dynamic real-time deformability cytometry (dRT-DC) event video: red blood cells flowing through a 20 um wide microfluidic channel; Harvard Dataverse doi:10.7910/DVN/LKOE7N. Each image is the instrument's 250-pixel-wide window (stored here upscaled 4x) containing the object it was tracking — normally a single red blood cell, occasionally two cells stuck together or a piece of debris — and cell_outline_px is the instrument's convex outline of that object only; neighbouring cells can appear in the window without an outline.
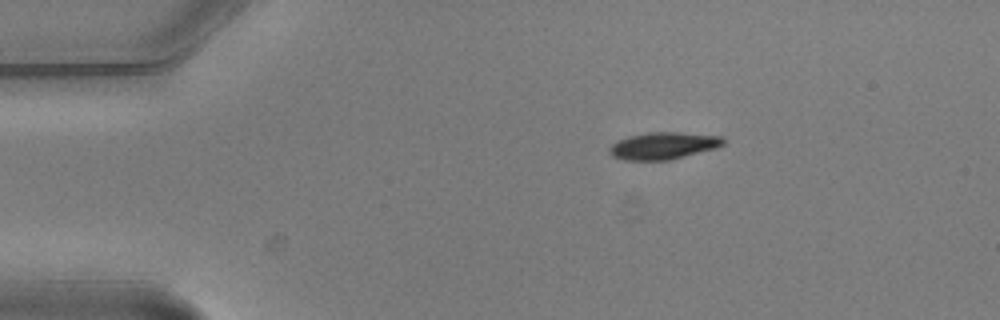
{"species": "common noctule bat (a hibernating species)", "species_latin": "Nyctalus noctula", "temperature_condition": "warm", "stored_images_in_passage": 3, "camera_frame_rate_fps": 3000, "um_per_image_px": 0.085, "animal": {"sex": "male", "body_mass_g": 20.5, "forearm_length_mm": 52.5}, "frame": {"image": 1, "passage_image": 1, "time_ms": 0.0, "image_size_px": [1000, 320], "cell_outline_px": [[724, 144], [716, 148], [668, 160], [624, 160], [612, 156], [608, 152], [608, 148], [616, 140], [628, 136], [648, 132], [676, 132], [720, 136], [724, 140]], "centroid_in_image_um": [56.32, 12.38], "position_along_channel_um": 28.7, "area_um2": 17.92}}
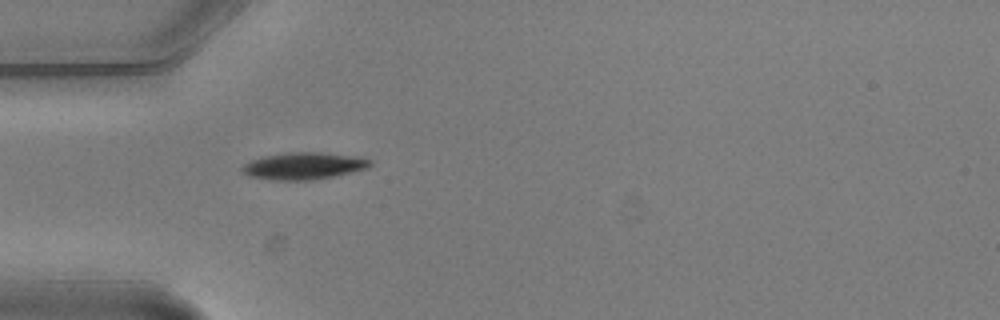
{"frame": {"image": 2, "passage_image": 3, "time_ms": 0.667, "image_size_px": [1000, 320], "cell_outline_px": [[372, 164], [368, 168], [336, 176], [312, 180], [268, 180], [248, 176], [240, 172], [240, 168], [244, 164], [252, 160], [264, 156], [288, 152], [320, 152], [348, 156], [372, 160]], "centroid_in_image_um": [25.75, 14.12], "position_along_channel_um": 59.2, "area_um2": 20.17}}